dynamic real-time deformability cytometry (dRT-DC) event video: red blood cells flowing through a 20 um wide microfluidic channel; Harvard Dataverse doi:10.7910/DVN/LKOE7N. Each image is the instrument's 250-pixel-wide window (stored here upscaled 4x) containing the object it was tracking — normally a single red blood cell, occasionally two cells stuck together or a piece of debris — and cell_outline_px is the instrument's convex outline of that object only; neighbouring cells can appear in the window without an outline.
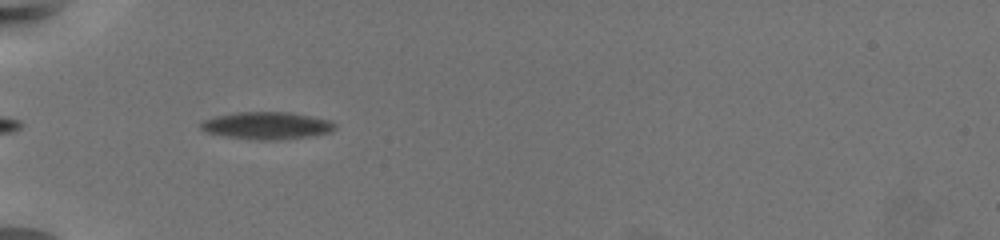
{"species": "common noctule bat (a hibernating species)", "species_latin": "Nyctalus noctula", "temperature_condition": "warm", "stored_images_in_passage": 43, "camera_frame_rate_fps": 3000, "um_per_image_px": 0.085, "animal": {"sex": "female", "body_mass_g": 19.5, "forearm_length_mm": 54.1}, "frame": {"image": 1, "passage_image": 1, "time_ms": 0.0, "image_size_px": [1000, 240], "cell_outline_px": [[336, 128], [328, 132], [308, 136], [280, 140], [256, 140], [224, 136], [208, 132], [200, 128], [200, 124], [204, 120], [216, 116], [236, 112], [288, 112], [328, 120], [336, 124]], "centroid_in_image_um": [22.65, 10.68], "position_along_channel_um": 62.4, "area_um2": 21.1}}
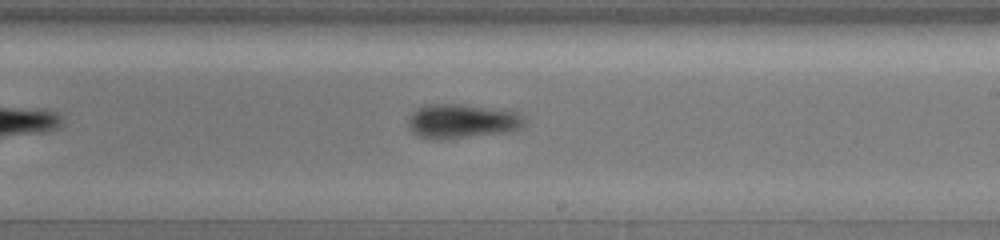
{"frame": {"image": 2, "passage_image": 19, "time_ms": 6.0, "image_size_px": [1000, 240], "cell_outline_px": [[524, 124], [520, 128], [508, 132], [440, 140], [432, 140], [416, 136], [408, 128], [408, 120], [412, 112], [416, 108], [432, 104], [464, 104], [520, 112], [524, 116]], "centroid_in_image_um": [39.24, 10.31], "position_along_channel_um": 249.8, "area_um2": 23.58}}
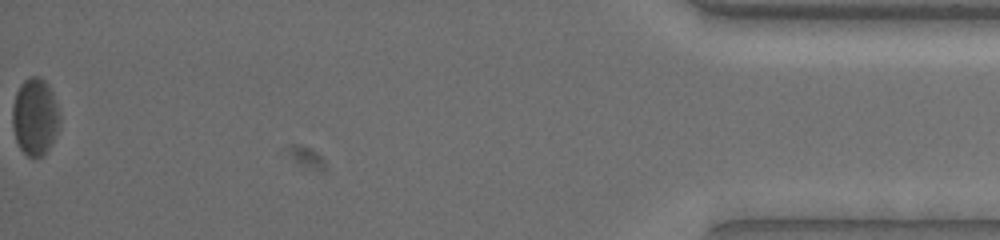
{"frame": {"image": 3, "passage_image": 43, "time_ms": 14.0, "image_size_px": [1000, 240], "cell_outline_px": [[60, 120], [56, 132], [48, 148], [40, 156], [28, 156], [20, 148], [16, 140], [12, 124], [12, 108], [16, 92], [20, 84], [28, 76], [36, 76], [44, 80], [48, 84], [52, 92], [60, 116]], "centroid_in_image_um": [2.95, 9.88], "position_along_channel_um": 432.3, "area_um2": 20.92}, "authors_computed_cell_mechanics": {"area_um2": 21.5016, "velocity_mm_per_s": 3.3055, "shape_relaxation_time_tau1_ms": 2.4945, "shape_relaxation_time_tau2_ms": 1.2351, "deformation_change_tau1": 0.1376, "deformation_change_tau2": 0.0634}}